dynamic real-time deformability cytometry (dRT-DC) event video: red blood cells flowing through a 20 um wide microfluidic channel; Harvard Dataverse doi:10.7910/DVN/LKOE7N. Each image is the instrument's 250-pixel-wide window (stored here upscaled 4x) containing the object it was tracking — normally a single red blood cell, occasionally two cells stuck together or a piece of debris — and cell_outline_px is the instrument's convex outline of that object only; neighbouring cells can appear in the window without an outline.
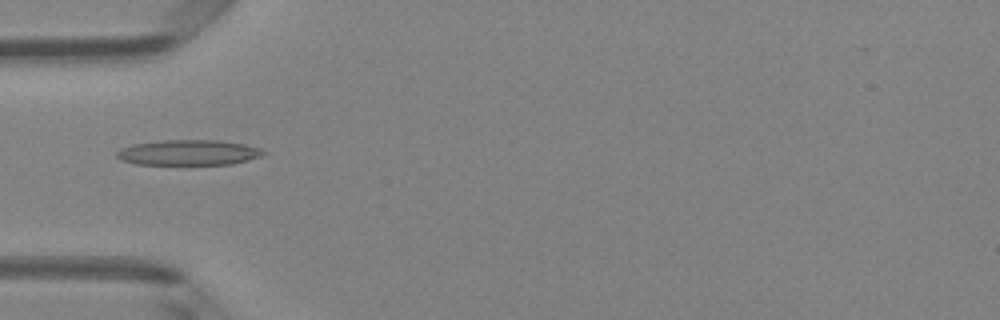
{"species": "Egyptian fruit bat (a non-hibernating species)", "species_latin": "Rousettus aegyptiacus", "temperature_condition": "room temperature", "stored_images_in_passage": 5, "camera_frame_rate_fps": 3000, "um_per_image_px": 0.085, "animal": {"sex": "female"}, "frame": {"image": 1, "passage_image": 5, "time_ms": 4.333, "image_size_px": [1000, 320], "cell_outline_px": [[268, 152], [264, 156], [232, 164], [136, 164], [120, 160], [116, 156], [116, 152], [120, 148], [132, 144], [164, 140], [220, 140], [244, 144], [260, 148]], "centroid_in_image_um": [16.05, 12.96], "position_along_channel_um": 69.0, "area_um2": 21.85}}